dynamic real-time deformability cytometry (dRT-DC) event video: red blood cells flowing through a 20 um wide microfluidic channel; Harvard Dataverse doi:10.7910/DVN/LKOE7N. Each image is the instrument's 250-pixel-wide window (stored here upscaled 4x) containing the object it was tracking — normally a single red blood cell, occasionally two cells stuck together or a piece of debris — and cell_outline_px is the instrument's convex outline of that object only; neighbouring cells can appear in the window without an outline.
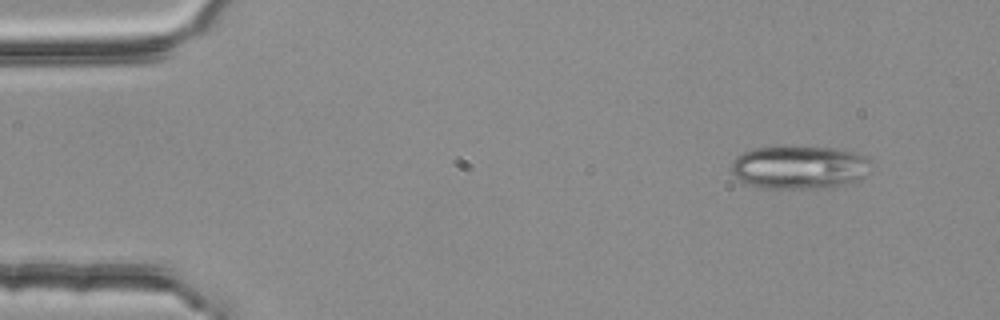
{"species": "common noctule bat (a hibernating species)", "species_latin": "Nyctalus noctula", "temperature_condition": "room temperature", "stored_images_in_passage": 4, "camera_frame_rate_fps": 3000, "um_per_image_px": 0.085, "animal": {"sex": "female", "body_mass_g": 25.1}, "frame": {"image": 1, "passage_image": 1, "time_ms": 0.0, "image_size_px": [1000, 320], "cell_outline_px": [[872, 160], [864, 176], [860, 180], [832, 188], [764, 188], [748, 184], [740, 180], [732, 172], [732, 160], [736, 156], [744, 152], [756, 148], [780, 144], [784, 144], [840, 148], [856, 152]], "centroid_in_image_um": [67.97, 14.18], "position_along_channel_um": 17.0, "area_um2": 36.24}}